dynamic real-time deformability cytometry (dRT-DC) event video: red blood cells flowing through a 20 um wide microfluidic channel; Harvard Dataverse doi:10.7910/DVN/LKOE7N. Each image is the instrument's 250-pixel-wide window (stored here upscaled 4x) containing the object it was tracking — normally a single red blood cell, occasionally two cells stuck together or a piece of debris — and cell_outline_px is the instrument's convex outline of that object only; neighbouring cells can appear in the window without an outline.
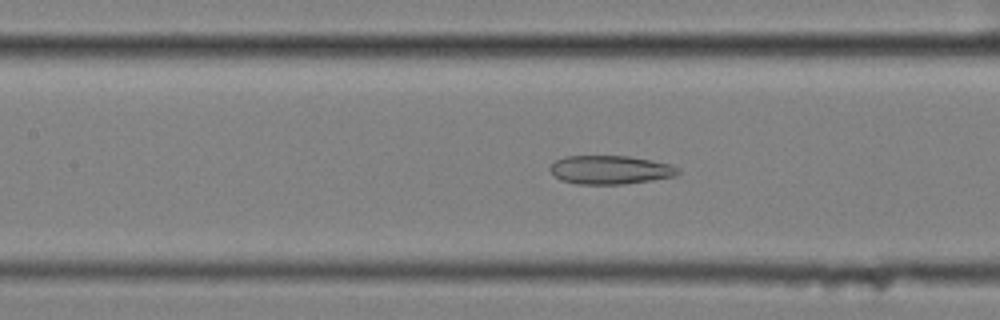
{"species": "common noctule bat (a hibernating species)", "species_latin": "Nyctalus noctula", "temperature_condition": "cold", "stored_images_in_passage": 56, "camera_frame_rate_fps": 3000, "um_per_image_px": 0.085, "animal": {"sex": "female", "body_mass_g": 25.1}, "frame": {"image": 1, "passage_image": 25, "time_ms": 8.0, "image_size_px": [1000, 320], "cell_outline_px": [[680, 172], [676, 176], [652, 180], [620, 184], [576, 184], [560, 180], [548, 168], [556, 160], [564, 156], [628, 156], [652, 160], [672, 164], [680, 168]], "centroid_in_image_um": [51.9, 14.43], "position_along_channel_um": 155.5, "area_um2": 21.44}}
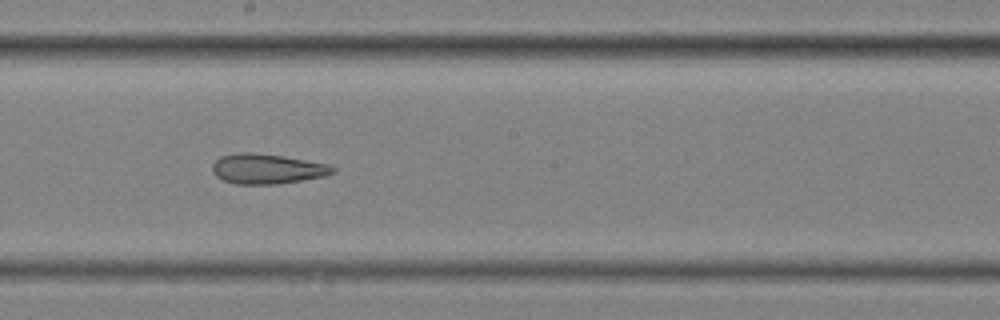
{"frame": {"image": 2, "passage_image": 31, "time_ms": 10.0, "image_size_px": [1000, 320], "cell_outline_px": [[336, 172], [324, 176], [276, 184], [236, 184], [224, 180], [216, 176], [212, 172], [212, 164], [220, 156], [240, 152], [248, 152], [284, 156], [328, 164], [336, 168]], "centroid_in_image_um": [22.69, 14.34], "position_along_channel_um": 225.5, "area_um2": 20.98}}
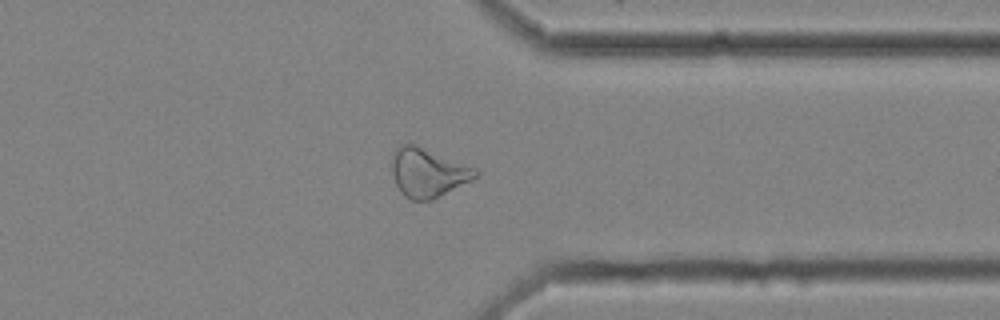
{"frame": {"image": 3, "passage_image": 44, "time_ms": 14.333, "image_size_px": [1000, 320], "cell_outline_px": [[480, 172], [472, 180], [432, 200], [408, 200], [400, 192], [396, 184], [392, 172], [392, 156], [396, 148], [400, 144], [416, 144], [476, 168]], "centroid_in_image_um": [36.36, 14.67], "position_along_channel_um": 375.0, "area_um2": 23.87}, "authors_computed_cell_mechanics": {"area_um2": 26.0389, "velocity_mm_per_s": 3.4998, "shape_relaxation_time_tau1_ms": null, "shape_relaxation_time_tau2_ms": 5.0719, "deformation_change_tau1": null, "deformation_change_tau2": 0.1585}}